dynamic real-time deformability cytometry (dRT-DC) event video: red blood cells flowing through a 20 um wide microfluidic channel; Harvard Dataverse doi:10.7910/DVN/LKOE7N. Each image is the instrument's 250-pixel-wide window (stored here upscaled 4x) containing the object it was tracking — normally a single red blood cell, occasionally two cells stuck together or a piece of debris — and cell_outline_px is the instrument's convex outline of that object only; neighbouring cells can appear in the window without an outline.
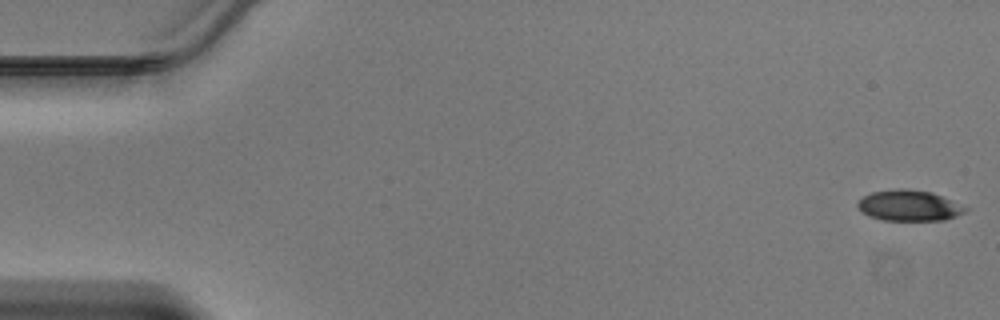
{"species": "Egyptian fruit bat (a non-hibernating species)", "species_latin": "Rousettus aegyptiacus", "temperature_condition": "warm", "stored_images_in_passage": 46, "camera_frame_rate_fps": 3000, "um_per_image_px": 0.085, "animal": {"sex": "male"}, "frame": {"image": 1, "passage_image": 1, "time_ms": 0.0, "image_size_px": [1000, 320], "cell_outline_px": [[968, 208], [964, 212], [956, 216], [944, 220], [884, 220], [868, 216], [856, 204], [864, 196], [872, 192], [900, 188], [908, 188], [932, 192]], "centroid_in_image_um": [77.27, 17.47], "position_along_channel_um": 7.7, "area_um2": 19.07}}
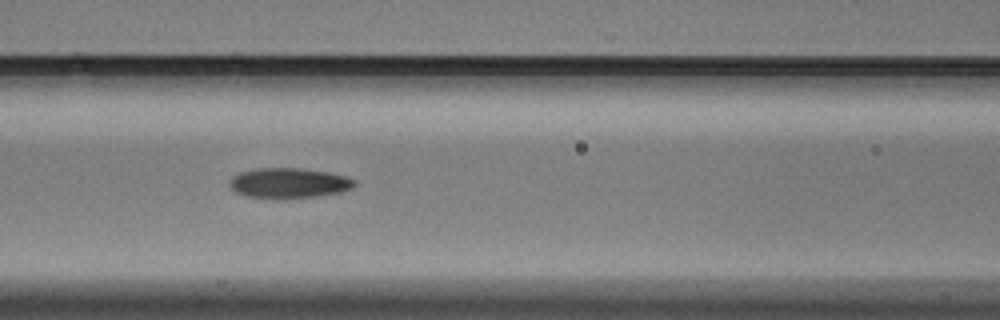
{"frame": {"image": 2, "passage_image": 20, "time_ms": 6.333, "image_size_px": [1000, 320], "cell_outline_px": [[356, 184], [352, 188], [340, 192], [316, 196], [280, 200], [248, 196], [236, 192], [228, 184], [232, 176], [240, 172], [256, 168], [300, 168], [328, 172], [348, 176], [356, 180]], "centroid_in_image_um": [24.56, 15.56], "position_along_channel_um": 142.0, "area_um2": 22.31}}
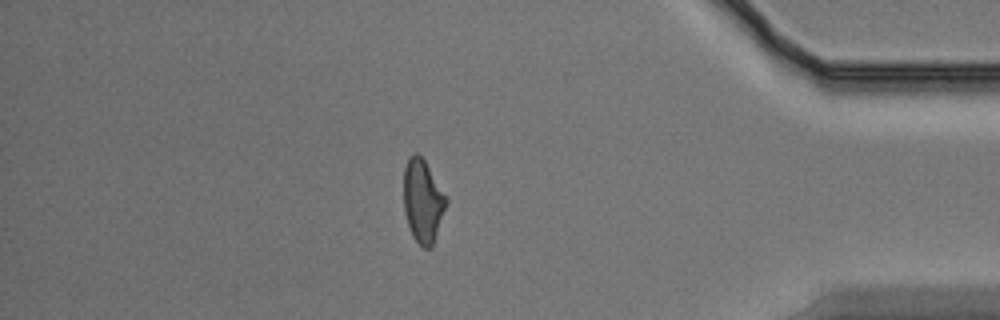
{"frame": {"image": 3, "passage_image": 40, "time_ms": 13.0, "image_size_px": [1000, 320], "cell_outline_px": [[448, 200], [432, 248], [424, 248], [412, 236], [404, 212], [404, 168], [408, 156], [412, 152], [416, 152], [424, 160]], "centroid_in_image_um": [35.92, 17.08], "position_along_channel_um": 399.3, "area_um2": 20.4}}